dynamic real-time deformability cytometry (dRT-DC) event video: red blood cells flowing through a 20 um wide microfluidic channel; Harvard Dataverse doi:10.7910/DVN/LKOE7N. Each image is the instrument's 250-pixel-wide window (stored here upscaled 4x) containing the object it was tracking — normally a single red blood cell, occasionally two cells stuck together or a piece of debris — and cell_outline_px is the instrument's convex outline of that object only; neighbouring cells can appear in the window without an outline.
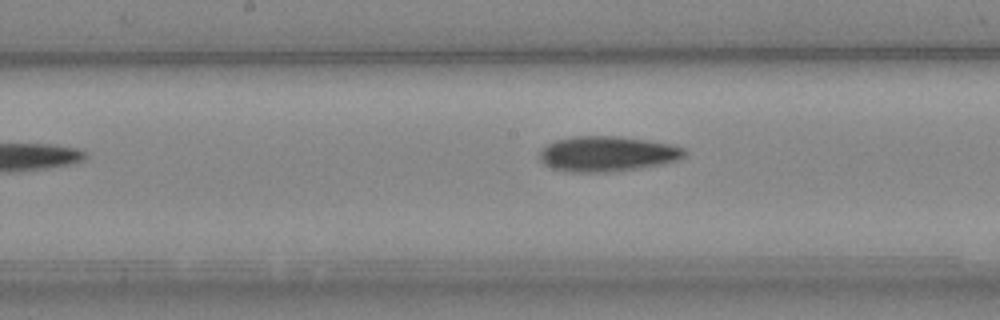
{"species": "Egyptian fruit bat (a non-hibernating species)", "species_latin": "Rousettus aegyptiacus", "temperature_condition": "cold", "stored_images_in_passage": 8, "camera_frame_rate_fps": 3000, "um_per_image_px": 0.085, "animal": {"sex": "female"}, "frame": {"image": 1, "passage_image": 8, "time_ms": 8.333, "image_size_px": [1000, 320], "cell_outline_px": [[688, 152], [684, 156], [676, 160], [664, 164], [640, 168], [608, 172], [568, 172], [552, 168], [544, 164], [540, 160], [540, 152], [548, 144], [556, 140], [572, 136], [616, 136], [648, 140], [672, 144], [684, 148]], "centroid_in_image_um": [51.64, 13.08], "position_along_channel_um": 196.6, "area_um2": 29.88}}